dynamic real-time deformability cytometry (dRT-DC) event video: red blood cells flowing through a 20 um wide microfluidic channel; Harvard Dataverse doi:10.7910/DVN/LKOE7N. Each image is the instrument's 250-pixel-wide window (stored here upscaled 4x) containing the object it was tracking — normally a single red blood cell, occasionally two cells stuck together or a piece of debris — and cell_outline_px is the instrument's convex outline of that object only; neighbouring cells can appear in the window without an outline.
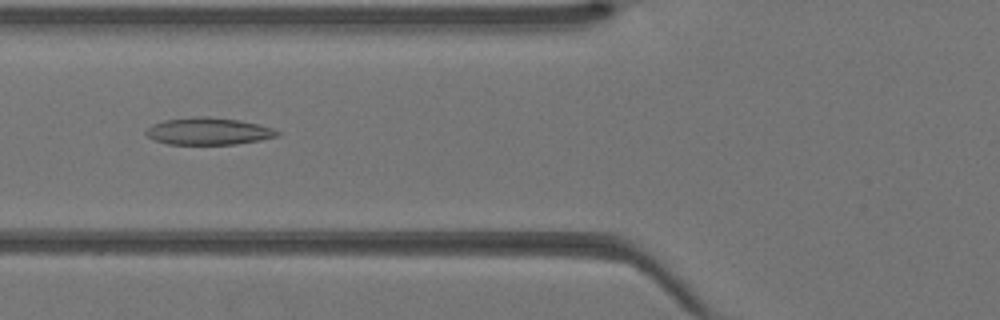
{"species": "Egyptian fruit bat (a non-hibernating species)", "species_latin": "Rousettus aegyptiacus", "temperature_condition": "warm", "stored_images_in_passage": 30, "camera_frame_rate_fps": 3000, "um_per_image_px": 0.085, "animal": {"sex": "female"}, "frame": {"image": 1, "passage_image": 9, "time_ms": 2.667, "image_size_px": [1000, 320], "cell_outline_px": [[280, 136], [260, 140], [236, 144], [168, 144], [156, 140], [148, 136], [144, 132], [152, 124], [164, 120], [200, 116], [208, 116], [240, 120], [260, 124], [272, 128], [280, 132]], "centroid_in_image_um": [17.75, 11.15], "position_along_channel_um": 108.0, "area_um2": 20.75}}
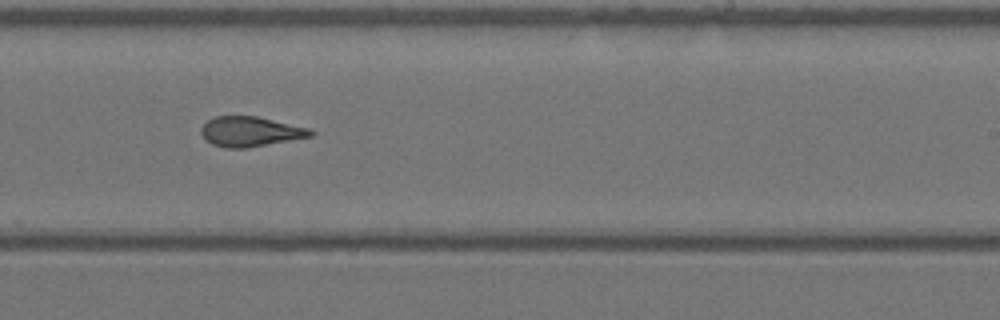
{"frame": {"image": 2, "passage_image": 19, "time_ms": 6.0, "image_size_px": [1000, 320], "cell_outline_px": [[316, 132], [312, 136], [244, 148], [224, 148], [212, 144], [200, 132], [200, 128], [212, 116], [256, 116], [308, 128]], "centroid_in_image_um": [21.25, 11.17], "position_along_channel_um": 267.8, "area_um2": 18.84}}
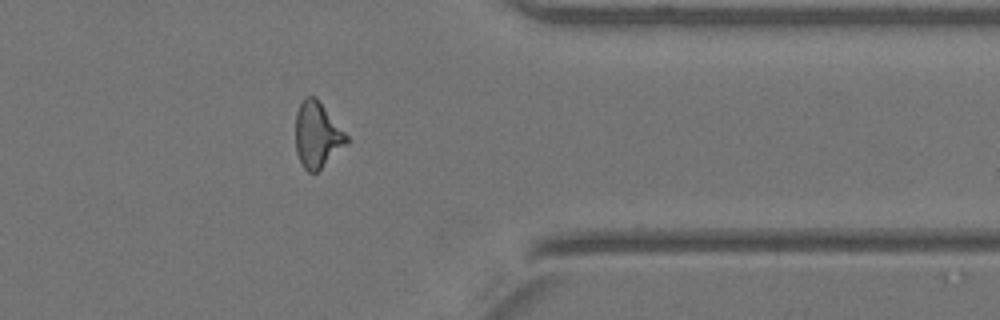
{"frame": {"image": 3, "passage_image": 27, "time_ms": 8.667, "image_size_px": [1000, 320], "cell_outline_px": [[348, 144], [316, 172], [308, 172], [304, 168], [296, 152], [296, 112], [304, 96], [316, 96], [348, 136]], "centroid_in_image_um": [26.96, 11.45], "position_along_channel_um": 384.4, "area_um2": 19.48}}